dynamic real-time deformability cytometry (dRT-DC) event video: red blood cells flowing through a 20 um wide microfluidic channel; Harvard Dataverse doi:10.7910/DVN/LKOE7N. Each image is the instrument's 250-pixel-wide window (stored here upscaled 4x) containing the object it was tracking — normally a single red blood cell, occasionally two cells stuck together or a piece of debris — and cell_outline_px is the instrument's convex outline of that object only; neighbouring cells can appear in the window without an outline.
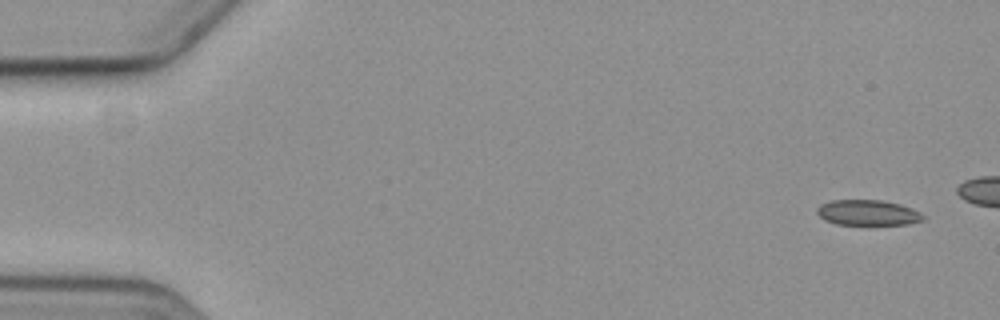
{"species": "common noctule bat (a hibernating species)", "species_latin": "Nyctalus noctula", "temperature_condition": "cold", "stored_images_in_passage": 5, "camera_frame_rate_fps": 3000, "um_per_image_px": 0.085, "animal": {"sex": "female", "body_mass_g": 19.3, "forearm_length_mm": 54.1}, "frame": {"image": 1, "passage_image": 1, "time_ms": 0.0, "image_size_px": [1000, 320], "cell_outline_px": [[924, 220], [908, 224], [836, 224], [824, 220], [816, 212], [816, 208], [820, 204], [832, 200], [880, 200], [900, 204], [920, 212], [924, 216]], "centroid_in_image_um": [73.74, 18.07], "position_along_channel_um": 11.3, "area_um2": 15.66}}